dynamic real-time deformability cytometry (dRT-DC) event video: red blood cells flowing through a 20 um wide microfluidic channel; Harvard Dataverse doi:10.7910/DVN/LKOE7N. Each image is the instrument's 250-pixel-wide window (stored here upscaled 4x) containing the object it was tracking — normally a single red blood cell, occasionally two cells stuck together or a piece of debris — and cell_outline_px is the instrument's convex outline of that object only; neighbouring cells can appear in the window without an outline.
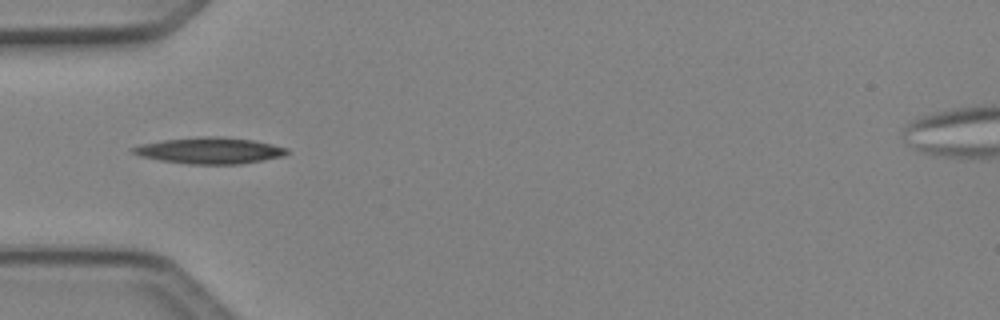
{"species": "Egyptian fruit bat (a non-hibernating species)", "species_latin": "Rousettus aegyptiacus", "temperature_condition": "cold", "stored_images_in_passage": 6, "camera_frame_rate_fps": 3000, "um_per_image_px": 0.085, "animal": {"sex": "female"}, "frame": {"image": 1, "passage_image": 5, "time_ms": 1.333, "image_size_px": [1000, 320], "cell_outline_px": [[288, 152], [284, 156], [264, 160], [240, 164], [188, 164], [160, 160], [140, 156], [132, 152], [128, 148], [140, 144], [160, 140], [200, 136], [216, 136], [252, 140], [272, 144], [288, 148]], "centroid_in_image_um": [17.79, 12.79], "position_along_channel_um": 67.2, "area_um2": 23.76}}
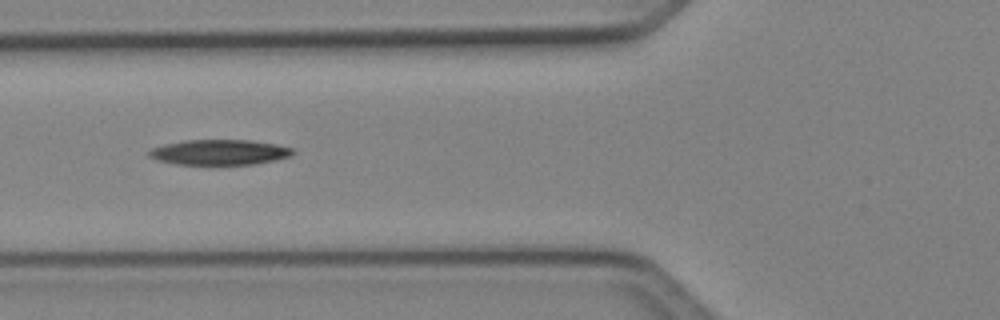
{"frame": {"image": 2, "passage_image": 6, "time_ms": 1.667, "image_size_px": [1000, 320], "cell_outline_px": [[296, 152], [292, 156], [276, 160], [252, 164], [176, 164], [156, 160], [148, 156], [148, 152], [152, 148], [164, 144], [184, 140], [252, 140], [276, 144], [292, 148]], "centroid_in_image_um": [18.67, 12.93], "position_along_channel_um": 107.1, "area_um2": 21.27}}